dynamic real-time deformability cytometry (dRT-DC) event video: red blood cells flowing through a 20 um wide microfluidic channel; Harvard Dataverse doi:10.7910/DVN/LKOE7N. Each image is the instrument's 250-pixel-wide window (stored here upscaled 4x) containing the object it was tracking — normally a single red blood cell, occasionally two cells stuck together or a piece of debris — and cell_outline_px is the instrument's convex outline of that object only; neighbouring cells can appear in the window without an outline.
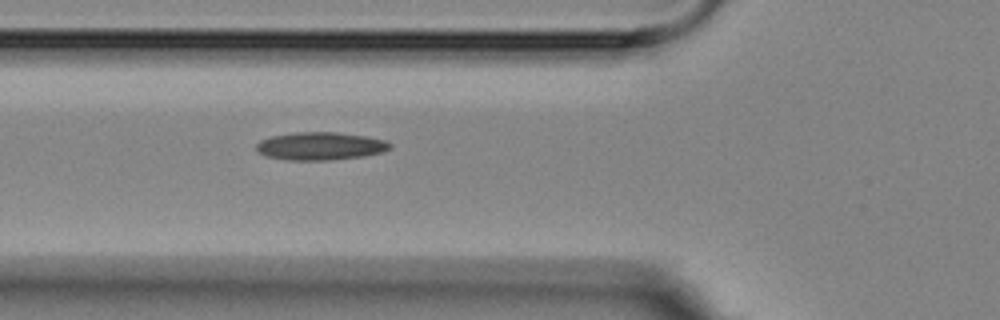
{"species": "Egyptian fruit bat (a non-hibernating species)", "species_latin": "Rousettus aegyptiacus", "temperature_condition": "room temperature", "stored_images_in_passage": 7, "camera_frame_rate_fps": 3000, "um_per_image_px": 0.085, "animal": {"sex": "female"}, "frame": {"image": 1, "passage_image": 7, "time_ms": 7.667, "image_size_px": [1000, 320], "cell_outline_px": [[392, 148], [380, 152], [364, 156], [328, 160], [288, 160], [268, 156], [260, 152], [256, 148], [256, 144], [260, 140], [272, 136], [296, 132], [336, 132], [368, 136], [384, 140], [392, 144]], "centroid_in_image_um": [27.25, 12.41], "position_along_channel_um": 98.5, "area_um2": 21.62}}